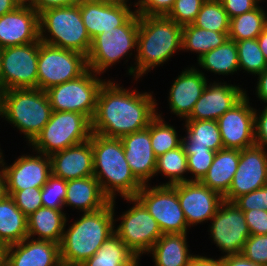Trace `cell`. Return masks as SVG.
<instances>
[{
  "mask_svg": "<svg viewBox=\"0 0 267 266\" xmlns=\"http://www.w3.org/2000/svg\"><path fill=\"white\" fill-rule=\"evenodd\" d=\"M153 99L151 93L131 92L110 80L105 81L99 90L91 120L92 132L121 139L147 128L157 115V103Z\"/></svg>",
  "mask_w": 267,
  "mask_h": 266,
  "instance_id": "obj_1",
  "label": "cell"
},
{
  "mask_svg": "<svg viewBox=\"0 0 267 266\" xmlns=\"http://www.w3.org/2000/svg\"><path fill=\"white\" fill-rule=\"evenodd\" d=\"M183 27L167 16L139 14V30L135 65L128 69L134 80L142 77L176 52L182 50Z\"/></svg>",
  "mask_w": 267,
  "mask_h": 266,
  "instance_id": "obj_2",
  "label": "cell"
},
{
  "mask_svg": "<svg viewBox=\"0 0 267 266\" xmlns=\"http://www.w3.org/2000/svg\"><path fill=\"white\" fill-rule=\"evenodd\" d=\"M90 141L93 149L94 177L98 180L103 194L110 201L115 200L116 192L123 198L136 197L143 185L130 170L122 140L92 132Z\"/></svg>",
  "mask_w": 267,
  "mask_h": 266,
  "instance_id": "obj_3",
  "label": "cell"
},
{
  "mask_svg": "<svg viewBox=\"0 0 267 266\" xmlns=\"http://www.w3.org/2000/svg\"><path fill=\"white\" fill-rule=\"evenodd\" d=\"M114 204L112 200L98 211L84 213L64 230L60 244L62 266H80L115 233Z\"/></svg>",
  "mask_w": 267,
  "mask_h": 266,
  "instance_id": "obj_4",
  "label": "cell"
},
{
  "mask_svg": "<svg viewBox=\"0 0 267 266\" xmlns=\"http://www.w3.org/2000/svg\"><path fill=\"white\" fill-rule=\"evenodd\" d=\"M1 117L21 131L30 144L51 118L53 109L45 91L38 88L0 92Z\"/></svg>",
  "mask_w": 267,
  "mask_h": 266,
  "instance_id": "obj_5",
  "label": "cell"
},
{
  "mask_svg": "<svg viewBox=\"0 0 267 266\" xmlns=\"http://www.w3.org/2000/svg\"><path fill=\"white\" fill-rule=\"evenodd\" d=\"M39 28L41 42L88 55L92 40L82 21L80 3L42 11ZM46 31L51 37H47Z\"/></svg>",
  "mask_w": 267,
  "mask_h": 266,
  "instance_id": "obj_6",
  "label": "cell"
},
{
  "mask_svg": "<svg viewBox=\"0 0 267 266\" xmlns=\"http://www.w3.org/2000/svg\"><path fill=\"white\" fill-rule=\"evenodd\" d=\"M91 120L84 114L53 111L48 123L30 143L37 153L47 156L90 139Z\"/></svg>",
  "mask_w": 267,
  "mask_h": 266,
  "instance_id": "obj_7",
  "label": "cell"
},
{
  "mask_svg": "<svg viewBox=\"0 0 267 266\" xmlns=\"http://www.w3.org/2000/svg\"><path fill=\"white\" fill-rule=\"evenodd\" d=\"M138 30L139 14L135 12L122 26L94 37L87 55L88 69L100 75L122 57L131 56L129 52L137 48Z\"/></svg>",
  "mask_w": 267,
  "mask_h": 266,
  "instance_id": "obj_8",
  "label": "cell"
},
{
  "mask_svg": "<svg viewBox=\"0 0 267 266\" xmlns=\"http://www.w3.org/2000/svg\"><path fill=\"white\" fill-rule=\"evenodd\" d=\"M88 69L80 77L45 90L53 111H69L86 115L90 120L96 111L97 97L105 80Z\"/></svg>",
  "mask_w": 267,
  "mask_h": 266,
  "instance_id": "obj_9",
  "label": "cell"
},
{
  "mask_svg": "<svg viewBox=\"0 0 267 266\" xmlns=\"http://www.w3.org/2000/svg\"><path fill=\"white\" fill-rule=\"evenodd\" d=\"M37 70V88L45 91L83 75L88 70L87 56L40 41Z\"/></svg>",
  "mask_w": 267,
  "mask_h": 266,
  "instance_id": "obj_10",
  "label": "cell"
},
{
  "mask_svg": "<svg viewBox=\"0 0 267 266\" xmlns=\"http://www.w3.org/2000/svg\"><path fill=\"white\" fill-rule=\"evenodd\" d=\"M143 185L136 198L145 206L163 234L187 233V221L180 206L175 185H159L152 188Z\"/></svg>",
  "mask_w": 267,
  "mask_h": 266,
  "instance_id": "obj_11",
  "label": "cell"
},
{
  "mask_svg": "<svg viewBox=\"0 0 267 266\" xmlns=\"http://www.w3.org/2000/svg\"><path fill=\"white\" fill-rule=\"evenodd\" d=\"M124 199L134 203V205L120 216L122 221L114 231L140 259L139 256L149 252L163 233L157 221L136 197Z\"/></svg>",
  "mask_w": 267,
  "mask_h": 266,
  "instance_id": "obj_12",
  "label": "cell"
},
{
  "mask_svg": "<svg viewBox=\"0 0 267 266\" xmlns=\"http://www.w3.org/2000/svg\"><path fill=\"white\" fill-rule=\"evenodd\" d=\"M39 42L3 48L1 55V92L37 88Z\"/></svg>",
  "mask_w": 267,
  "mask_h": 266,
  "instance_id": "obj_13",
  "label": "cell"
},
{
  "mask_svg": "<svg viewBox=\"0 0 267 266\" xmlns=\"http://www.w3.org/2000/svg\"><path fill=\"white\" fill-rule=\"evenodd\" d=\"M211 220V238L226 253L221 257L241 254L251 235L243 211L234 202L223 200Z\"/></svg>",
  "mask_w": 267,
  "mask_h": 266,
  "instance_id": "obj_14",
  "label": "cell"
},
{
  "mask_svg": "<svg viewBox=\"0 0 267 266\" xmlns=\"http://www.w3.org/2000/svg\"><path fill=\"white\" fill-rule=\"evenodd\" d=\"M267 149L253 145L240 150L237 171L223 200L233 202L267 184Z\"/></svg>",
  "mask_w": 267,
  "mask_h": 266,
  "instance_id": "obj_15",
  "label": "cell"
},
{
  "mask_svg": "<svg viewBox=\"0 0 267 266\" xmlns=\"http://www.w3.org/2000/svg\"><path fill=\"white\" fill-rule=\"evenodd\" d=\"M247 94L217 119L224 148L243 150L255 145L254 114Z\"/></svg>",
  "mask_w": 267,
  "mask_h": 266,
  "instance_id": "obj_16",
  "label": "cell"
},
{
  "mask_svg": "<svg viewBox=\"0 0 267 266\" xmlns=\"http://www.w3.org/2000/svg\"><path fill=\"white\" fill-rule=\"evenodd\" d=\"M39 155H22L10 166H4L2 159L1 171L5 177L6 195L26 188H42L52 174L51 158L43 153Z\"/></svg>",
  "mask_w": 267,
  "mask_h": 266,
  "instance_id": "obj_17",
  "label": "cell"
},
{
  "mask_svg": "<svg viewBox=\"0 0 267 266\" xmlns=\"http://www.w3.org/2000/svg\"><path fill=\"white\" fill-rule=\"evenodd\" d=\"M176 192L188 227L211 220L223 201V197L218 192L199 181L178 183Z\"/></svg>",
  "mask_w": 267,
  "mask_h": 266,
  "instance_id": "obj_18",
  "label": "cell"
},
{
  "mask_svg": "<svg viewBox=\"0 0 267 266\" xmlns=\"http://www.w3.org/2000/svg\"><path fill=\"white\" fill-rule=\"evenodd\" d=\"M40 42L39 13L30 7H17L0 17L2 48Z\"/></svg>",
  "mask_w": 267,
  "mask_h": 266,
  "instance_id": "obj_19",
  "label": "cell"
},
{
  "mask_svg": "<svg viewBox=\"0 0 267 266\" xmlns=\"http://www.w3.org/2000/svg\"><path fill=\"white\" fill-rule=\"evenodd\" d=\"M82 21L91 40L102 33L122 26L136 11L127 3H111L96 0L80 2Z\"/></svg>",
  "mask_w": 267,
  "mask_h": 266,
  "instance_id": "obj_20",
  "label": "cell"
},
{
  "mask_svg": "<svg viewBox=\"0 0 267 266\" xmlns=\"http://www.w3.org/2000/svg\"><path fill=\"white\" fill-rule=\"evenodd\" d=\"M245 94L246 91L236 85L214 81L206 85L186 120H217L237 104Z\"/></svg>",
  "mask_w": 267,
  "mask_h": 266,
  "instance_id": "obj_21",
  "label": "cell"
},
{
  "mask_svg": "<svg viewBox=\"0 0 267 266\" xmlns=\"http://www.w3.org/2000/svg\"><path fill=\"white\" fill-rule=\"evenodd\" d=\"M121 140L132 174L146 185L154 177L157 160L151 146L150 123L147 128L125 135Z\"/></svg>",
  "mask_w": 267,
  "mask_h": 266,
  "instance_id": "obj_22",
  "label": "cell"
},
{
  "mask_svg": "<svg viewBox=\"0 0 267 266\" xmlns=\"http://www.w3.org/2000/svg\"><path fill=\"white\" fill-rule=\"evenodd\" d=\"M6 266H62L60 244L27 237L8 246Z\"/></svg>",
  "mask_w": 267,
  "mask_h": 266,
  "instance_id": "obj_23",
  "label": "cell"
},
{
  "mask_svg": "<svg viewBox=\"0 0 267 266\" xmlns=\"http://www.w3.org/2000/svg\"><path fill=\"white\" fill-rule=\"evenodd\" d=\"M52 174L63 180L94 176L93 149L90 139L50 156Z\"/></svg>",
  "mask_w": 267,
  "mask_h": 266,
  "instance_id": "obj_24",
  "label": "cell"
},
{
  "mask_svg": "<svg viewBox=\"0 0 267 266\" xmlns=\"http://www.w3.org/2000/svg\"><path fill=\"white\" fill-rule=\"evenodd\" d=\"M207 84L202 71L194 67L182 71L170 88L168 101L171 113L187 119Z\"/></svg>",
  "mask_w": 267,
  "mask_h": 266,
  "instance_id": "obj_25",
  "label": "cell"
},
{
  "mask_svg": "<svg viewBox=\"0 0 267 266\" xmlns=\"http://www.w3.org/2000/svg\"><path fill=\"white\" fill-rule=\"evenodd\" d=\"M109 202L94 176L67 180L64 206H72L88 213L104 208Z\"/></svg>",
  "mask_w": 267,
  "mask_h": 266,
  "instance_id": "obj_26",
  "label": "cell"
},
{
  "mask_svg": "<svg viewBox=\"0 0 267 266\" xmlns=\"http://www.w3.org/2000/svg\"><path fill=\"white\" fill-rule=\"evenodd\" d=\"M239 159L240 150L238 149L218 150L208 172L199 182L223 197L231 186Z\"/></svg>",
  "mask_w": 267,
  "mask_h": 266,
  "instance_id": "obj_27",
  "label": "cell"
},
{
  "mask_svg": "<svg viewBox=\"0 0 267 266\" xmlns=\"http://www.w3.org/2000/svg\"><path fill=\"white\" fill-rule=\"evenodd\" d=\"M67 218L62 210L41 207L27 217L28 237L61 244Z\"/></svg>",
  "mask_w": 267,
  "mask_h": 266,
  "instance_id": "obj_28",
  "label": "cell"
},
{
  "mask_svg": "<svg viewBox=\"0 0 267 266\" xmlns=\"http://www.w3.org/2000/svg\"><path fill=\"white\" fill-rule=\"evenodd\" d=\"M185 234H163L152 246L155 266H189L195 256L189 253Z\"/></svg>",
  "mask_w": 267,
  "mask_h": 266,
  "instance_id": "obj_29",
  "label": "cell"
},
{
  "mask_svg": "<svg viewBox=\"0 0 267 266\" xmlns=\"http://www.w3.org/2000/svg\"><path fill=\"white\" fill-rule=\"evenodd\" d=\"M28 237L27 216L5 195L0 200V241L7 246Z\"/></svg>",
  "mask_w": 267,
  "mask_h": 266,
  "instance_id": "obj_30",
  "label": "cell"
},
{
  "mask_svg": "<svg viewBox=\"0 0 267 266\" xmlns=\"http://www.w3.org/2000/svg\"><path fill=\"white\" fill-rule=\"evenodd\" d=\"M187 137L182 138L183 149L209 148L215 152L224 148L217 120H186Z\"/></svg>",
  "mask_w": 267,
  "mask_h": 266,
  "instance_id": "obj_31",
  "label": "cell"
},
{
  "mask_svg": "<svg viewBox=\"0 0 267 266\" xmlns=\"http://www.w3.org/2000/svg\"><path fill=\"white\" fill-rule=\"evenodd\" d=\"M138 262V257L114 233L80 266H139Z\"/></svg>",
  "mask_w": 267,
  "mask_h": 266,
  "instance_id": "obj_32",
  "label": "cell"
},
{
  "mask_svg": "<svg viewBox=\"0 0 267 266\" xmlns=\"http://www.w3.org/2000/svg\"><path fill=\"white\" fill-rule=\"evenodd\" d=\"M197 60L200 67L219 75H229L239 70L236 42L231 39Z\"/></svg>",
  "mask_w": 267,
  "mask_h": 266,
  "instance_id": "obj_33",
  "label": "cell"
},
{
  "mask_svg": "<svg viewBox=\"0 0 267 266\" xmlns=\"http://www.w3.org/2000/svg\"><path fill=\"white\" fill-rule=\"evenodd\" d=\"M229 33L205 30L192 24L183 26L182 49L198 53V59L205 53L219 47L229 39Z\"/></svg>",
  "mask_w": 267,
  "mask_h": 266,
  "instance_id": "obj_34",
  "label": "cell"
},
{
  "mask_svg": "<svg viewBox=\"0 0 267 266\" xmlns=\"http://www.w3.org/2000/svg\"><path fill=\"white\" fill-rule=\"evenodd\" d=\"M267 25V13L257 6L252 11L243 13L230 19L229 39L241 41L257 39Z\"/></svg>",
  "mask_w": 267,
  "mask_h": 266,
  "instance_id": "obj_35",
  "label": "cell"
},
{
  "mask_svg": "<svg viewBox=\"0 0 267 266\" xmlns=\"http://www.w3.org/2000/svg\"><path fill=\"white\" fill-rule=\"evenodd\" d=\"M186 172H188L187 155L182 145L157 157L154 175L162 173V175L164 174L163 176L169 177L170 179L168 183L161 185L172 186L178 183L189 182L190 179L183 176Z\"/></svg>",
  "mask_w": 267,
  "mask_h": 266,
  "instance_id": "obj_36",
  "label": "cell"
},
{
  "mask_svg": "<svg viewBox=\"0 0 267 266\" xmlns=\"http://www.w3.org/2000/svg\"><path fill=\"white\" fill-rule=\"evenodd\" d=\"M192 25L220 33H229L230 18L220 0H206Z\"/></svg>",
  "mask_w": 267,
  "mask_h": 266,
  "instance_id": "obj_37",
  "label": "cell"
},
{
  "mask_svg": "<svg viewBox=\"0 0 267 266\" xmlns=\"http://www.w3.org/2000/svg\"><path fill=\"white\" fill-rule=\"evenodd\" d=\"M150 138L156 157L182 145V137L178 138L174 127L165 123L158 113L150 122Z\"/></svg>",
  "mask_w": 267,
  "mask_h": 266,
  "instance_id": "obj_38",
  "label": "cell"
},
{
  "mask_svg": "<svg viewBox=\"0 0 267 266\" xmlns=\"http://www.w3.org/2000/svg\"><path fill=\"white\" fill-rule=\"evenodd\" d=\"M238 51L239 69L248 73L260 74L267 68L265 59L257 39H245L236 41Z\"/></svg>",
  "mask_w": 267,
  "mask_h": 266,
  "instance_id": "obj_39",
  "label": "cell"
},
{
  "mask_svg": "<svg viewBox=\"0 0 267 266\" xmlns=\"http://www.w3.org/2000/svg\"><path fill=\"white\" fill-rule=\"evenodd\" d=\"M67 191V181L51 174L41 188L43 207L63 210Z\"/></svg>",
  "mask_w": 267,
  "mask_h": 266,
  "instance_id": "obj_40",
  "label": "cell"
},
{
  "mask_svg": "<svg viewBox=\"0 0 267 266\" xmlns=\"http://www.w3.org/2000/svg\"><path fill=\"white\" fill-rule=\"evenodd\" d=\"M184 151L187 155L188 173L193 175L190 181H200L208 172L216 152L209 148L184 149Z\"/></svg>",
  "mask_w": 267,
  "mask_h": 266,
  "instance_id": "obj_41",
  "label": "cell"
},
{
  "mask_svg": "<svg viewBox=\"0 0 267 266\" xmlns=\"http://www.w3.org/2000/svg\"><path fill=\"white\" fill-rule=\"evenodd\" d=\"M206 0H176L166 15L180 26L192 24Z\"/></svg>",
  "mask_w": 267,
  "mask_h": 266,
  "instance_id": "obj_42",
  "label": "cell"
},
{
  "mask_svg": "<svg viewBox=\"0 0 267 266\" xmlns=\"http://www.w3.org/2000/svg\"><path fill=\"white\" fill-rule=\"evenodd\" d=\"M10 197L16 206L28 217L37 209L43 207L41 200V188H26L13 192Z\"/></svg>",
  "mask_w": 267,
  "mask_h": 266,
  "instance_id": "obj_43",
  "label": "cell"
},
{
  "mask_svg": "<svg viewBox=\"0 0 267 266\" xmlns=\"http://www.w3.org/2000/svg\"><path fill=\"white\" fill-rule=\"evenodd\" d=\"M242 254L252 262L267 266V234L250 235Z\"/></svg>",
  "mask_w": 267,
  "mask_h": 266,
  "instance_id": "obj_44",
  "label": "cell"
},
{
  "mask_svg": "<svg viewBox=\"0 0 267 266\" xmlns=\"http://www.w3.org/2000/svg\"><path fill=\"white\" fill-rule=\"evenodd\" d=\"M242 211L261 209L267 211V184L233 201Z\"/></svg>",
  "mask_w": 267,
  "mask_h": 266,
  "instance_id": "obj_45",
  "label": "cell"
},
{
  "mask_svg": "<svg viewBox=\"0 0 267 266\" xmlns=\"http://www.w3.org/2000/svg\"><path fill=\"white\" fill-rule=\"evenodd\" d=\"M176 0H139L135 3L140 15L147 16H166ZM139 6V7H138Z\"/></svg>",
  "mask_w": 267,
  "mask_h": 266,
  "instance_id": "obj_46",
  "label": "cell"
},
{
  "mask_svg": "<svg viewBox=\"0 0 267 266\" xmlns=\"http://www.w3.org/2000/svg\"><path fill=\"white\" fill-rule=\"evenodd\" d=\"M243 213L251 235L267 234V211L252 209Z\"/></svg>",
  "mask_w": 267,
  "mask_h": 266,
  "instance_id": "obj_47",
  "label": "cell"
},
{
  "mask_svg": "<svg viewBox=\"0 0 267 266\" xmlns=\"http://www.w3.org/2000/svg\"><path fill=\"white\" fill-rule=\"evenodd\" d=\"M229 18L252 11L258 6V0H220Z\"/></svg>",
  "mask_w": 267,
  "mask_h": 266,
  "instance_id": "obj_48",
  "label": "cell"
},
{
  "mask_svg": "<svg viewBox=\"0 0 267 266\" xmlns=\"http://www.w3.org/2000/svg\"><path fill=\"white\" fill-rule=\"evenodd\" d=\"M254 138L255 145L264 149L267 147V105L259 116L257 115V110L255 109Z\"/></svg>",
  "mask_w": 267,
  "mask_h": 266,
  "instance_id": "obj_49",
  "label": "cell"
},
{
  "mask_svg": "<svg viewBox=\"0 0 267 266\" xmlns=\"http://www.w3.org/2000/svg\"><path fill=\"white\" fill-rule=\"evenodd\" d=\"M82 0H34L33 8L40 14L42 11L63 6L78 5Z\"/></svg>",
  "mask_w": 267,
  "mask_h": 266,
  "instance_id": "obj_50",
  "label": "cell"
},
{
  "mask_svg": "<svg viewBox=\"0 0 267 266\" xmlns=\"http://www.w3.org/2000/svg\"><path fill=\"white\" fill-rule=\"evenodd\" d=\"M223 266H264L248 260L242 253L222 257Z\"/></svg>",
  "mask_w": 267,
  "mask_h": 266,
  "instance_id": "obj_51",
  "label": "cell"
},
{
  "mask_svg": "<svg viewBox=\"0 0 267 266\" xmlns=\"http://www.w3.org/2000/svg\"><path fill=\"white\" fill-rule=\"evenodd\" d=\"M189 266H223L222 257L213 259L205 256L195 255L191 259Z\"/></svg>",
  "mask_w": 267,
  "mask_h": 266,
  "instance_id": "obj_52",
  "label": "cell"
},
{
  "mask_svg": "<svg viewBox=\"0 0 267 266\" xmlns=\"http://www.w3.org/2000/svg\"><path fill=\"white\" fill-rule=\"evenodd\" d=\"M257 90L256 94L259 99L264 103H267V68L260 74H258Z\"/></svg>",
  "mask_w": 267,
  "mask_h": 266,
  "instance_id": "obj_53",
  "label": "cell"
},
{
  "mask_svg": "<svg viewBox=\"0 0 267 266\" xmlns=\"http://www.w3.org/2000/svg\"><path fill=\"white\" fill-rule=\"evenodd\" d=\"M17 7L14 0H0V17L5 13L13 11Z\"/></svg>",
  "mask_w": 267,
  "mask_h": 266,
  "instance_id": "obj_54",
  "label": "cell"
},
{
  "mask_svg": "<svg viewBox=\"0 0 267 266\" xmlns=\"http://www.w3.org/2000/svg\"><path fill=\"white\" fill-rule=\"evenodd\" d=\"M257 40L260 46V50L267 60V25L264 27L262 33L257 37Z\"/></svg>",
  "mask_w": 267,
  "mask_h": 266,
  "instance_id": "obj_55",
  "label": "cell"
},
{
  "mask_svg": "<svg viewBox=\"0 0 267 266\" xmlns=\"http://www.w3.org/2000/svg\"><path fill=\"white\" fill-rule=\"evenodd\" d=\"M8 246L0 241V266H6Z\"/></svg>",
  "mask_w": 267,
  "mask_h": 266,
  "instance_id": "obj_56",
  "label": "cell"
},
{
  "mask_svg": "<svg viewBox=\"0 0 267 266\" xmlns=\"http://www.w3.org/2000/svg\"><path fill=\"white\" fill-rule=\"evenodd\" d=\"M6 195L5 177L3 172L0 171V200Z\"/></svg>",
  "mask_w": 267,
  "mask_h": 266,
  "instance_id": "obj_57",
  "label": "cell"
},
{
  "mask_svg": "<svg viewBox=\"0 0 267 266\" xmlns=\"http://www.w3.org/2000/svg\"><path fill=\"white\" fill-rule=\"evenodd\" d=\"M18 7H30L33 8L34 0H14Z\"/></svg>",
  "mask_w": 267,
  "mask_h": 266,
  "instance_id": "obj_58",
  "label": "cell"
},
{
  "mask_svg": "<svg viewBox=\"0 0 267 266\" xmlns=\"http://www.w3.org/2000/svg\"><path fill=\"white\" fill-rule=\"evenodd\" d=\"M96 1H104V2H111V3H127V0H96Z\"/></svg>",
  "mask_w": 267,
  "mask_h": 266,
  "instance_id": "obj_59",
  "label": "cell"
},
{
  "mask_svg": "<svg viewBox=\"0 0 267 266\" xmlns=\"http://www.w3.org/2000/svg\"><path fill=\"white\" fill-rule=\"evenodd\" d=\"M3 48L0 46V92H1V55H2Z\"/></svg>",
  "mask_w": 267,
  "mask_h": 266,
  "instance_id": "obj_60",
  "label": "cell"
},
{
  "mask_svg": "<svg viewBox=\"0 0 267 266\" xmlns=\"http://www.w3.org/2000/svg\"><path fill=\"white\" fill-rule=\"evenodd\" d=\"M1 151V150H0ZM2 152H0V165H2V159H3V156H2Z\"/></svg>",
  "mask_w": 267,
  "mask_h": 266,
  "instance_id": "obj_61",
  "label": "cell"
}]
</instances>
